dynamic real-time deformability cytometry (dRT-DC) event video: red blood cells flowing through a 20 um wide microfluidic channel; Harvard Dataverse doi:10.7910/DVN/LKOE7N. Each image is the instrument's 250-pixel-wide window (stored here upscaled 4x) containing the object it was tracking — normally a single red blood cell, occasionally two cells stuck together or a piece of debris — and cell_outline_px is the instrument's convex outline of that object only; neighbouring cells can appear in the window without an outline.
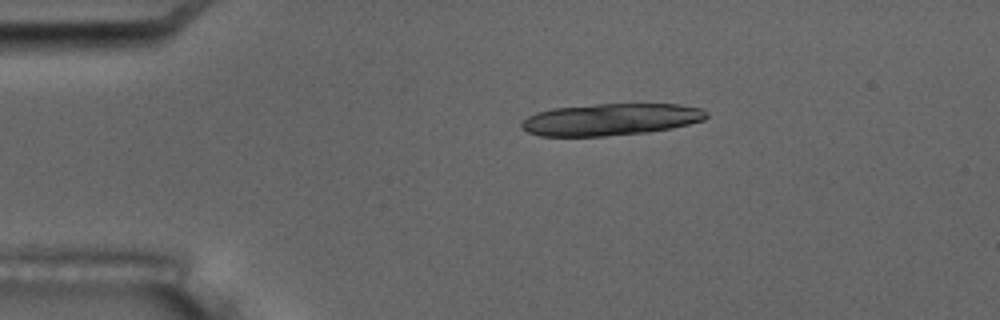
{"species": "common noctule bat (a hibernating species)", "species_latin": "Nyctalus noctula", "temperature_condition": "room temperature", "stored_images_in_passage": 6, "camera_frame_rate_fps": 3000, "um_per_image_px": 0.085, "animal": {"sex": "male", "body_mass_g": 17.5, "forearm_length_mm": 52.3}, "frame": {"image": 1, "passage_image": 3, "time_ms": 2.333, "image_size_px": [1000, 320], "cell_outline_px": [[708, 116], [704, 120], [672, 128], [648, 132], [604, 136], [540, 136], [528, 132], [520, 128], [520, 124], [528, 116], [536, 112], [552, 108], [596, 104], [680, 104], [704, 108], [708, 112]], "centroid_in_image_um": [51.92, 10.15], "position_along_channel_um": 33.1, "area_um2": 34.62}}